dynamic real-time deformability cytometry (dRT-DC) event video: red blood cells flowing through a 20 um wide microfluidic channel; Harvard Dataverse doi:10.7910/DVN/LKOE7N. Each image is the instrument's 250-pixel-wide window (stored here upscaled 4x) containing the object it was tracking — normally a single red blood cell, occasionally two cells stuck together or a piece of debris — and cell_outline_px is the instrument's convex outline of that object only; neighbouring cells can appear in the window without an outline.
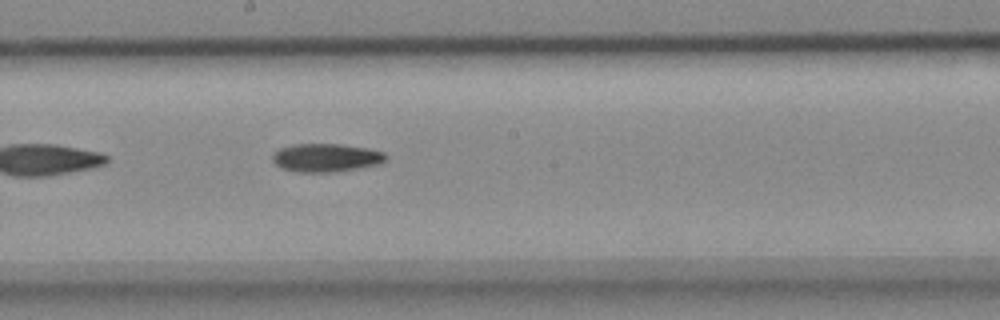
{"species": "common noctule bat (a hibernating species)", "species_latin": "Nyctalus noctula", "temperature_condition": "cold", "stored_images_in_passage": 25, "camera_frame_rate_fps": 3000, "um_per_image_px": 0.085, "animal": {"sex": "female", "body_mass_g": 18.4}, "frame": {"image": 1, "passage_image": 15, "time_ms": 4.667, "image_size_px": [1000, 320], "cell_outline_px": [[388, 160], [380, 164], [360, 168], [336, 172], [296, 172], [280, 168], [272, 160], [272, 156], [280, 148], [296, 144], [340, 144], [368, 148], [384, 152], [388, 156]], "centroid_in_image_um": [27.76, 13.41], "position_along_channel_um": 220.4, "area_um2": 18.9}}
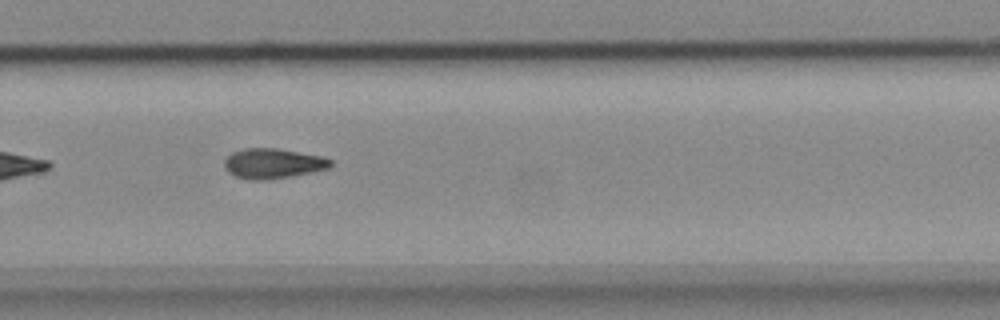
{"frame": {"image": 2, "passage_image": 22, "time_ms": 7.0, "image_size_px": [1000, 320], "cell_outline_px": [[332, 164], [328, 168], [312, 172], [292, 176], [268, 180], [248, 180], [236, 176], [228, 172], [224, 168], [224, 160], [232, 152], [244, 148], [276, 148], [324, 156], [332, 160]], "centroid_in_image_um": [23.19, 13.9], "position_along_channel_um": 306.6, "area_um2": 18.79}}